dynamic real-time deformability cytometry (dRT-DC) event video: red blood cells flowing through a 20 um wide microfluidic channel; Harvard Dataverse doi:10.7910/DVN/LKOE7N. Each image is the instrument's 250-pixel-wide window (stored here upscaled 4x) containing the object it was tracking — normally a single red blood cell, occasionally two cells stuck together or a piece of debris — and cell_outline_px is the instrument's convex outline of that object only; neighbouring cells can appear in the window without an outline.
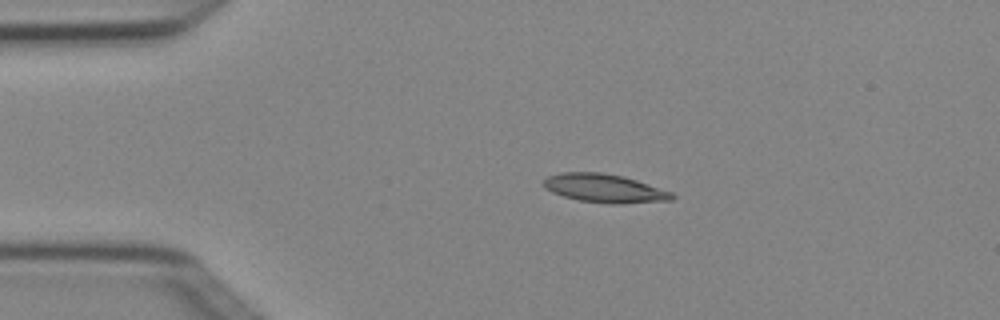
{"species": "Egyptian fruit bat (a non-hibernating species)", "species_latin": "Rousettus aegyptiacus", "temperature_condition": "cold", "stored_images_in_passage": 4, "camera_frame_rate_fps": 3000, "um_per_image_px": 0.085, "animal": {"sex": "female"}, "frame": {"image": 1, "passage_image": 3, "time_ms": 0.667, "image_size_px": [1000, 320], "cell_outline_px": [[676, 196], [672, 200], [620, 204], [612, 204], [580, 200], [564, 196], [552, 192], [544, 188], [540, 184], [548, 176], [560, 172], [600, 172], [624, 176], [672, 192]], "centroid_in_image_um": [51.36, 16.0], "position_along_channel_um": 33.6, "area_um2": 21.39}}